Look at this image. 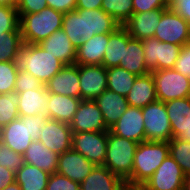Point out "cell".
I'll use <instances>...</instances> for the list:
<instances>
[{"instance_id": "6da1fadb", "label": "cell", "mask_w": 190, "mask_h": 190, "mask_svg": "<svg viewBox=\"0 0 190 190\" xmlns=\"http://www.w3.org/2000/svg\"><path fill=\"white\" fill-rule=\"evenodd\" d=\"M121 25L103 9H75L64 13L62 30L77 49L98 34H110Z\"/></svg>"}, {"instance_id": "7a4b0ae2", "label": "cell", "mask_w": 190, "mask_h": 190, "mask_svg": "<svg viewBox=\"0 0 190 190\" xmlns=\"http://www.w3.org/2000/svg\"><path fill=\"white\" fill-rule=\"evenodd\" d=\"M168 142L143 141L134 154L132 174L125 180L128 186H142L169 155Z\"/></svg>"}, {"instance_id": "3957f363", "label": "cell", "mask_w": 190, "mask_h": 190, "mask_svg": "<svg viewBox=\"0 0 190 190\" xmlns=\"http://www.w3.org/2000/svg\"><path fill=\"white\" fill-rule=\"evenodd\" d=\"M47 119L45 114L19 116L18 119L0 128V141L23 155L33 140H39V132Z\"/></svg>"}, {"instance_id": "277c9868", "label": "cell", "mask_w": 190, "mask_h": 190, "mask_svg": "<svg viewBox=\"0 0 190 190\" xmlns=\"http://www.w3.org/2000/svg\"><path fill=\"white\" fill-rule=\"evenodd\" d=\"M23 44H39L62 29L64 13L47 7L38 13L18 14Z\"/></svg>"}, {"instance_id": "5b68a950", "label": "cell", "mask_w": 190, "mask_h": 190, "mask_svg": "<svg viewBox=\"0 0 190 190\" xmlns=\"http://www.w3.org/2000/svg\"><path fill=\"white\" fill-rule=\"evenodd\" d=\"M17 63L20 69L31 73L44 85L64 66L39 44H23L19 50Z\"/></svg>"}, {"instance_id": "8992f818", "label": "cell", "mask_w": 190, "mask_h": 190, "mask_svg": "<svg viewBox=\"0 0 190 190\" xmlns=\"http://www.w3.org/2000/svg\"><path fill=\"white\" fill-rule=\"evenodd\" d=\"M138 143L108 131L104 166L124 181L132 174L134 154Z\"/></svg>"}, {"instance_id": "52a82bcc", "label": "cell", "mask_w": 190, "mask_h": 190, "mask_svg": "<svg viewBox=\"0 0 190 190\" xmlns=\"http://www.w3.org/2000/svg\"><path fill=\"white\" fill-rule=\"evenodd\" d=\"M157 99L168 102L190 97V79L174 68L152 71Z\"/></svg>"}, {"instance_id": "ba28073f", "label": "cell", "mask_w": 190, "mask_h": 190, "mask_svg": "<svg viewBox=\"0 0 190 190\" xmlns=\"http://www.w3.org/2000/svg\"><path fill=\"white\" fill-rule=\"evenodd\" d=\"M146 141L169 142L172 129L165 103L159 100L142 108Z\"/></svg>"}, {"instance_id": "9c48e42d", "label": "cell", "mask_w": 190, "mask_h": 190, "mask_svg": "<svg viewBox=\"0 0 190 190\" xmlns=\"http://www.w3.org/2000/svg\"><path fill=\"white\" fill-rule=\"evenodd\" d=\"M142 44L145 65L150 72L174 68L182 47L159 41L155 37L142 40Z\"/></svg>"}, {"instance_id": "30bf717a", "label": "cell", "mask_w": 190, "mask_h": 190, "mask_svg": "<svg viewBox=\"0 0 190 190\" xmlns=\"http://www.w3.org/2000/svg\"><path fill=\"white\" fill-rule=\"evenodd\" d=\"M108 131L72 132V149L82 154L94 166L104 165Z\"/></svg>"}, {"instance_id": "8fae6325", "label": "cell", "mask_w": 190, "mask_h": 190, "mask_svg": "<svg viewBox=\"0 0 190 190\" xmlns=\"http://www.w3.org/2000/svg\"><path fill=\"white\" fill-rule=\"evenodd\" d=\"M154 37L162 42L183 46L190 41V25L171 8H166Z\"/></svg>"}, {"instance_id": "7c38bea8", "label": "cell", "mask_w": 190, "mask_h": 190, "mask_svg": "<svg viewBox=\"0 0 190 190\" xmlns=\"http://www.w3.org/2000/svg\"><path fill=\"white\" fill-rule=\"evenodd\" d=\"M187 176L169 154L142 185L145 190H183Z\"/></svg>"}, {"instance_id": "4fadbf2b", "label": "cell", "mask_w": 190, "mask_h": 190, "mask_svg": "<svg viewBox=\"0 0 190 190\" xmlns=\"http://www.w3.org/2000/svg\"><path fill=\"white\" fill-rule=\"evenodd\" d=\"M69 125L72 132L109 131L98 105L92 99L81 100Z\"/></svg>"}, {"instance_id": "5bb4252c", "label": "cell", "mask_w": 190, "mask_h": 190, "mask_svg": "<svg viewBox=\"0 0 190 190\" xmlns=\"http://www.w3.org/2000/svg\"><path fill=\"white\" fill-rule=\"evenodd\" d=\"M39 133V141L58 155L72 149V130L67 123L48 118Z\"/></svg>"}, {"instance_id": "9a60e30c", "label": "cell", "mask_w": 190, "mask_h": 190, "mask_svg": "<svg viewBox=\"0 0 190 190\" xmlns=\"http://www.w3.org/2000/svg\"><path fill=\"white\" fill-rule=\"evenodd\" d=\"M142 109L128 106L119 120L109 129L113 134L137 143L146 141Z\"/></svg>"}, {"instance_id": "2e32d148", "label": "cell", "mask_w": 190, "mask_h": 190, "mask_svg": "<svg viewBox=\"0 0 190 190\" xmlns=\"http://www.w3.org/2000/svg\"><path fill=\"white\" fill-rule=\"evenodd\" d=\"M81 99L94 100L107 89V69L103 65H79Z\"/></svg>"}, {"instance_id": "e0dca14e", "label": "cell", "mask_w": 190, "mask_h": 190, "mask_svg": "<svg viewBox=\"0 0 190 190\" xmlns=\"http://www.w3.org/2000/svg\"><path fill=\"white\" fill-rule=\"evenodd\" d=\"M45 86L48 93L81 98L79 65H64Z\"/></svg>"}, {"instance_id": "ac0fdd59", "label": "cell", "mask_w": 190, "mask_h": 190, "mask_svg": "<svg viewBox=\"0 0 190 190\" xmlns=\"http://www.w3.org/2000/svg\"><path fill=\"white\" fill-rule=\"evenodd\" d=\"M94 167L82 154L70 149L59 155L57 173L81 183Z\"/></svg>"}, {"instance_id": "d6986e66", "label": "cell", "mask_w": 190, "mask_h": 190, "mask_svg": "<svg viewBox=\"0 0 190 190\" xmlns=\"http://www.w3.org/2000/svg\"><path fill=\"white\" fill-rule=\"evenodd\" d=\"M164 10L154 9L149 12L134 13L123 26L132 38L144 40L154 37Z\"/></svg>"}, {"instance_id": "ffe728a7", "label": "cell", "mask_w": 190, "mask_h": 190, "mask_svg": "<svg viewBox=\"0 0 190 190\" xmlns=\"http://www.w3.org/2000/svg\"><path fill=\"white\" fill-rule=\"evenodd\" d=\"M94 101L98 105L108 129L119 120L129 106L126 97L110 89H106Z\"/></svg>"}, {"instance_id": "44dd1931", "label": "cell", "mask_w": 190, "mask_h": 190, "mask_svg": "<svg viewBox=\"0 0 190 190\" xmlns=\"http://www.w3.org/2000/svg\"><path fill=\"white\" fill-rule=\"evenodd\" d=\"M125 181L106 166H95L80 183V190H124Z\"/></svg>"}, {"instance_id": "7402d4cb", "label": "cell", "mask_w": 190, "mask_h": 190, "mask_svg": "<svg viewBox=\"0 0 190 190\" xmlns=\"http://www.w3.org/2000/svg\"><path fill=\"white\" fill-rule=\"evenodd\" d=\"M39 45L64 65L75 64L77 49L71 44L70 39L62 29L56 30Z\"/></svg>"}, {"instance_id": "603a6c76", "label": "cell", "mask_w": 190, "mask_h": 190, "mask_svg": "<svg viewBox=\"0 0 190 190\" xmlns=\"http://www.w3.org/2000/svg\"><path fill=\"white\" fill-rule=\"evenodd\" d=\"M81 100V98L48 93L46 116L49 119L70 124Z\"/></svg>"}, {"instance_id": "cb8c5ba5", "label": "cell", "mask_w": 190, "mask_h": 190, "mask_svg": "<svg viewBox=\"0 0 190 190\" xmlns=\"http://www.w3.org/2000/svg\"><path fill=\"white\" fill-rule=\"evenodd\" d=\"M109 34H98L77 48L76 65H102Z\"/></svg>"}, {"instance_id": "d4e9b609", "label": "cell", "mask_w": 190, "mask_h": 190, "mask_svg": "<svg viewBox=\"0 0 190 190\" xmlns=\"http://www.w3.org/2000/svg\"><path fill=\"white\" fill-rule=\"evenodd\" d=\"M24 163L53 174L57 172L59 155L47 148L41 141L33 140L23 154Z\"/></svg>"}, {"instance_id": "484cf974", "label": "cell", "mask_w": 190, "mask_h": 190, "mask_svg": "<svg viewBox=\"0 0 190 190\" xmlns=\"http://www.w3.org/2000/svg\"><path fill=\"white\" fill-rule=\"evenodd\" d=\"M129 106L143 108L157 99L152 73L137 76L130 92L126 96Z\"/></svg>"}, {"instance_id": "4316f807", "label": "cell", "mask_w": 190, "mask_h": 190, "mask_svg": "<svg viewBox=\"0 0 190 190\" xmlns=\"http://www.w3.org/2000/svg\"><path fill=\"white\" fill-rule=\"evenodd\" d=\"M119 67L136 76L150 73L145 65L142 40L132 38L128 33V44L124 48L123 59H121Z\"/></svg>"}, {"instance_id": "83f0119b", "label": "cell", "mask_w": 190, "mask_h": 190, "mask_svg": "<svg viewBox=\"0 0 190 190\" xmlns=\"http://www.w3.org/2000/svg\"><path fill=\"white\" fill-rule=\"evenodd\" d=\"M18 113L19 116H34L45 114L48 102V91L46 86L35 90H27L18 94Z\"/></svg>"}, {"instance_id": "f1b7e54d", "label": "cell", "mask_w": 190, "mask_h": 190, "mask_svg": "<svg viewBox=\"0 0 190 190\" xmlns=\"http://www.w3.org/2000/svg\"><path fill=\"white\" fill-rule=\"evenodd\" d=\"M165 108L172 129V137L177 138L190 122V97L165 102Z\"/></svg>"}, {"instance_id": "f546056e", "label": "cell", "mask_w": 190, "mask_h": 190, "mask_svg": "<svg viewBox=\"0 0 190 190\" xmlns=\"http://www.w3.org/2000/svg\"><path fill=\"white\" fill-rule=\"evenodd\" d=\"M128 44V31L121 25L109 34V41L104 53L102 65L107 68L119 67L123 59L124 48Z\"/></svg>"}, {"instance_id": "4dcf8cb0", "label": "cell", "mask_w": 190, "mask_h": 190, "mask_svg": "<svg viewBox=\"0 0 190 190\" xmlns=\"http://www.w3.org/2000/svg\"><path fill=\"white\" fill-rule=\"evenodd\" d=\"M49 176L48 172L24 163L15 173V181L21 190H46Z\"/></svg>"}, {"instance_id": "1f68e13d", "label": "cell", "mask_w": 190, "mask_h": 190, "mask_svg": "<svg viewBox=\"0 0 190 190\" xmlns=\"http://www.w3.org/2000/svg\"><path fill=\"white\" fill-rule=\"evenodd\" d=\"M136 77L135 74L121 67L107 68V89L126 97Z\"/></svg>"}, {"instance_id": "d6a6232c", "label": "cell", "mask_w": 190, "mask_h": 190, "mask_svg": "<svg viewBox=\"0 0 190 190\" xmlns=\"http://www.w3.org/2000/svg\"><path fill=\"white\" fill-rule=\"evenodd\" d=\"M22 46L21 31L4 32L0 35V62L17 61Z\"/></svg>"}, {"instance_id": "836d02e7", "label": "cell", "mask_w": 190, "mask_h": 190, "mask_svg": "<svg viewBox=\"0 0 190 190\" xmlns=\"http://www.w3.org/2000/svg\"><path fill=\"white\" fill-rule=\"evenodd\" d=\"M169 153L177 162L184 174L190 176V142L172 138L169 142Z\"/></svg>"}, {"instance_id": "e575fe53", "label": "cell", "mask_w": 190, "mask_h": 190, "mask_svg": "<svg viewBox=\"0 0 190 190\" xmlns=\"http://www.w3.org/2000/svg\"><path fill=\"white\" fill-rule=\"evenodd\" d=\"M102 9L124 25L133 14V0H103Z\"/></svg>"}, {"instance_id": "d590c367", "label": "cell", "mask_w": 190, "mask_h": 190, "mask_svg": "<svg viewBox=\"0 0 190 190\" xmlns=\"http://www.w3.org/2000/svg\"><path fill=\"white\" fill-rule=\"evenodd\" d=\"M18 103L17 93L0 94V128L19 118Z\"/></svg>"}, {"instance_id": "8d00e7d4", "label": "cell", "mask_w": 190, "mask_h": 190, "mask_svg": "<svg viewBox=\"0 0 190 190\" xmlns=\"http://www.w3.org/2000/svg\"><path fill=\"white\" fill-rule=\"evenodd\" d=\"M18 70L17 61L0 62V94L15 92Z\"/></svg>"}, {"instance_id": "74e56055", "label": "cell", "mask_w": 190, "mask_h": 190, "mask_svg": "<svg viewBox=\"0 0 190 190\" xmlns=\"http://www.w3.org/2000/svg\"><path fill=\"white\" fill-rule=\"evenodd\" d=\"M16 7L0 5V35L4 32L21 31Z\"/></svg>"}, {"instance_id": "f35d334b", "label": "cell", "mask_w": 190, "mask_h": 190, "mask_svg": "<svg viewBox=\"0 0 190 190\" xmlns=\"http://www.w3.org/2000/svg\"><path fill=\"white\" fill-rule=\"evenodd\" d=\"M23 164V155L11 150L7 145L0 141V165L16 173Z\"/></svg>"}, {"instance_id": "ab89813d", "label": "cell", "mask_w": 190, "mask_h": 190, "mask_svg": "<svg viewBox=\"0 0 190 190\" xmlns=\"http://www.w3.org/2000/svg\"><path fill=\"white\" fill-rule=\"evenodd\" d=\"M45 85L31 73L19 68L15 82V93L43 88Z\"/></svg>"}, {"instance_id": "60d3db41", "label": "cell", "mask_w": 190, "mask_h": 190, "mask_svg": "<svg viewBox=\"0 0 190 190\" xmlns=\"http://www.w3.org/2000/svg\"><path fill=\"white\" fill-rule=\"evenodd\" d=\"M46 190H80V183L55 172L50 174Z\"/></svg>"}, {"instance_id": "b9f144b4", "label": "cell", "mask_w": 190, "mask_h": 190, "mask_svg": "<svg viewBox=\"0 0 190 190\" xmlns=\"http://www.w3.org/2000/svg\"><path fill=\"white\" fill-rule=\"evenodd\" d=\"M174 69L190 79V43L181 47Z\"/></svg>"}, {"instance_id": "7bdbcfd3", "label": "cell", "mask_w": 190, "mask_h": 190, "mask_svg": "<svg viewBox=\"0 0 190 190\" xmlns=\"http://www.w3.org/2000/svg\"><path fill=\"white\" fill-rule=\"evenodd\" d=\"M46 0H18L16 9L18 14L38 13L47 8Z\"/></svg>"}, {"instance_id": "ee69618b", "label": "cell", "mask_w": 190, "mask_h": 190, "mask_svg": "<svg viewBox=\"0 0 190 190\" xmlns=\"http://www.w3.org/2000/svg\"><path fill=\"white\" fill-rule=\"evenodd\" d=\"M166 8L165 0H133V14Z\"/></svg>"}, {"instance_id": "f6af8a7d", "label": "cell", "mask_w": 190, "mask_h": 190, "mask_svg": "<svg viewBox=\"0 0 190 190\" xmlns=\"http://www.w3.org/2000/svg\"><path fill=\"white\" fill-rule=\"evenodd\" d=\"M47 6L62 13L74 11L76 9L77 0H46Z\"/></svg>"}, {"instance_id": "bcb514c9", "label": "cell", "mask_w": 190, "mask_h": 190, "mask_svg": "<svg viewBox=\"0 0 190 190\" xmlns=\"http://www.w3.org/2000/svg\"><path fill=\"white\" fill-rule=\"evenodd\" d=\"M171 9L190 25V0H180Z\"/></svg>"}, {"instance_id": "7dc6e473", "label": "cell", "mask_w": 190, "mask_h": 190, "mask_svg": "<svg viewBox=\"0 0 190 190\" xmlns=\"http://www.w3.org/2000/svg\"><path fill=\"white\" fill-rule=\"evenodd\" d=\"M15 182V172L0 165V190Z\"/></svg>"}, {"instance_id": "c3c4849f", "label": "cell", "mask_w": 190, "mask_h": 190, "mask_svg": "<svg viewBox=\"0 0 190 190\" xmlns=\"http://www.w3.org/2000/svg\"><path fill=\"white\" fill-rule=\"evenodd\" d=\"M102 1L103 0H77L76 9H102Z\"/></svg>"}, {"instance_id": "681fc988", "label": "cell", "mask_w": 190, "mask_h": 190, "mask_svg": "<svg viewBox=\"0 0 190 190\" xmlns=\"http://www.w3.org/2000/svg\"><path fill=\"white\" fill-rule=\"evenodd\" d=\"M177 138L190 142V122Z\"/></svg>"}, {"instance_id": "f907efd6", "label": "cell", "mask_w": 190, "mask_h": 190, "mask_svg": "<svg viewBox=\"0 0 190 190\" xmlns=\"http://www.w3.org/2000/svg\"><path fill=\"white\" fill-rule=\"evenodd\" d=\"M18 0H0V5H8L16 7Z\"/></svg>"}, {"instance_id": "816d5d0a", "label": "cell", "mask_w": 190, "mask_h": 190, "mask_svg": "<svg viewBox=\"0 0 190 190\" xmlns=\"http://www.w3.org/2000/svg\"><path fill=\"white\" fill-rule=\"evenodd\" d=\"M2 190H21L20 185L15 181L12 184L8 185Z\"/></svg>"}, {"instance_id": "f5cc1de1", "label": "cell", "mask_w": 190, "mask_h": 190, "mask_svg": "<svg viewBox=\"0 0 190 190\" xmlns=\"http://www.w3.org/2000/svg\"><path fill=\"white\" fill-rule=\"evenodd\" d=\"M180 0H165L166 7L172 8L174 5H176Z\"/></svg>"}, {"instance_id": "db71d44e", "label": "cell", "mask_w": 190, "mask_h": 190, "mask_svg": "<svg viewBox=\"0 0 190 190\" xmlns=\"http://www.w3.org/2000/svg\"><path fill=\"white\" fill-rule=\"evenodd\" d=\"M124 190H145L142 186H128L126 185Z\"/></svg>"}, {"instance_id": "11a10c76", "label": "cell", "mask_w": 190, "mask_h": 190, "mask_svg": "<svg viewBox=\"0 0 190 190\" xmlns=\"http://www.w3.org/2000/svg\"><path fill=\"white\" fill-rule=\"evenodd\" d=\"M183 190H190V177L186 178V181L184 182L183 185Z\"/></svg>"}]
</instances>
